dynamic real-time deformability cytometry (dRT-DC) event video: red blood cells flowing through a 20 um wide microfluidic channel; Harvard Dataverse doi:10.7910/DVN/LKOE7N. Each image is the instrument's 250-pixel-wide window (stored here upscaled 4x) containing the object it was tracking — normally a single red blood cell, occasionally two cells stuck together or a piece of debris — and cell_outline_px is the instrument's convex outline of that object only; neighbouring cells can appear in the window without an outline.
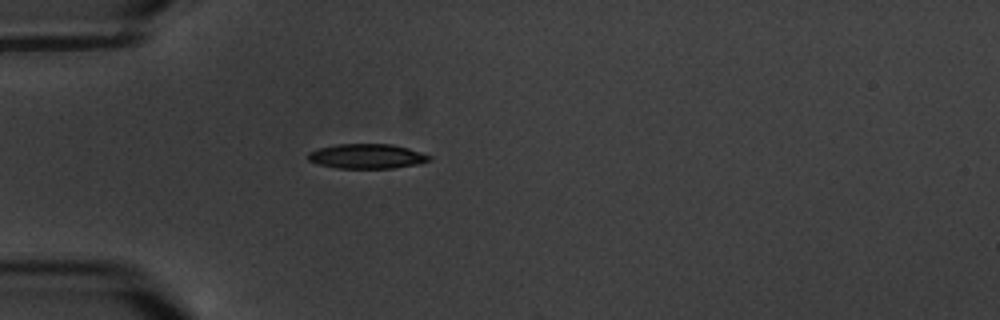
{"species": "common noctule bat (a hibernating species)", "species_latin": "Nyctalus noctula", "temperature_condition": "warm", "stored_images_in_passage": 2, "camera_frame_rate_fps": 3000, "um_per_image_px": 0.085, "animal": {"sex": "male", "body_mass_g": 20.1, "forearm_length_mm": 53.5}, "frame": {"image": 1, "passage_image": 1, "time_ms": 0.0, "image_size_px": [1000, 320], "cell_outline_px": [[432, 160], [420, 164], [392, 168], [336, 168], [320, 164], [308, 160], [308, 152], [316, 148], [336, 144], [392, 144], [408, 148], [432, 156]], "centroid_in_image_um": [31.2, 13.28], "position_along_channel_um": 53.8, "area_um2": 17.57}}